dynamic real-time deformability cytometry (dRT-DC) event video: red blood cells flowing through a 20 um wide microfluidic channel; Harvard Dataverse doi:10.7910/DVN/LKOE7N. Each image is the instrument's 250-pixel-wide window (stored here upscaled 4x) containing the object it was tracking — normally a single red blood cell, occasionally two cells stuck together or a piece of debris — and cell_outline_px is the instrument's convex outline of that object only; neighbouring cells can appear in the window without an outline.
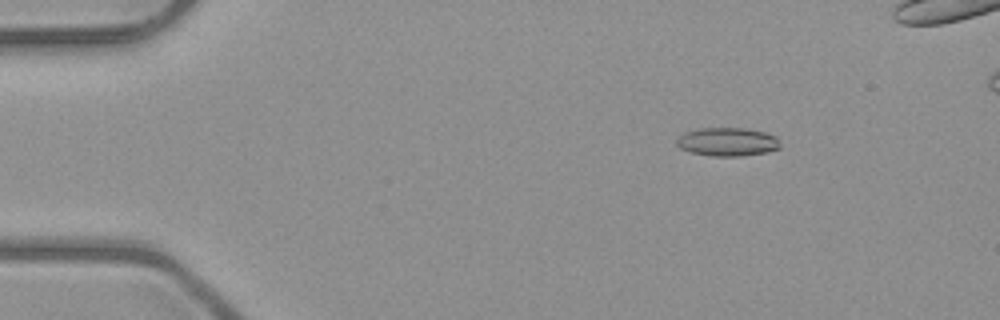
{"species": "common noctule bat (a hibernating species)", "species_latin": "Nyctalus noctula", "temperature_condition": "room temperature", "stored_images_in_passage": 48, "camera_frame_rate_fps": 3000, "um_per_image_px": 0.085, "animal": {"sex": "male", "body_mass_g": 23.1, "forearm_length_mm": 52.7}, "frame": {"image": 1, "passage_image": 8, "time_ms": 2.333, "image_size_px": [1000, 320], "cell_outline_px": [[780, 148], [768, 152], [740, 156], [712, 156], [692, 152], [680, 148], [676, 144], [676, 140], [684, 132], [700, 128], [744, 128], [764, 132], [776, 136]], "centroid_in_image_um": [61.82, 12.05], "position_along_channel_um": 23.2, "area_um2": 17.11}}
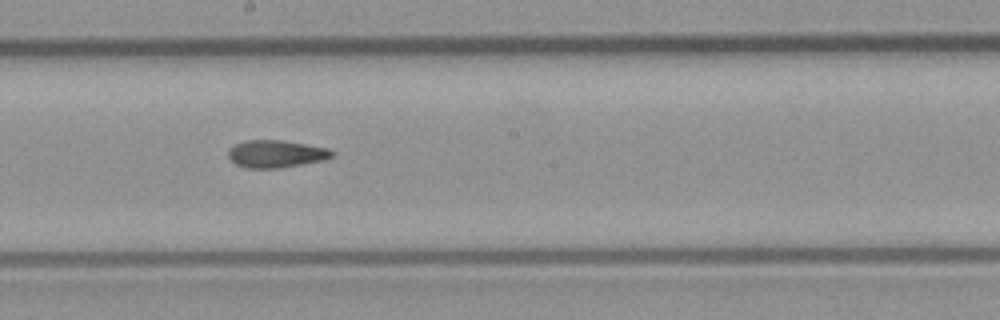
{"frame": {"image": 2, "passage_image": 29, "time_ms": 9.333, "image_size_px": [1000, 320], "cell_outline_px": [[336, 152], [332, 156], [324, 160], [284, 168], [244, 168], [236, 164], [228, 156], [228, 152], [236, 144], [248, 140], [284, 140], [328, 148]], "centroid_in_image_um": [23.51, 13.09], "position_along_channel_um": 224.7, "area_um2": 16.65}}
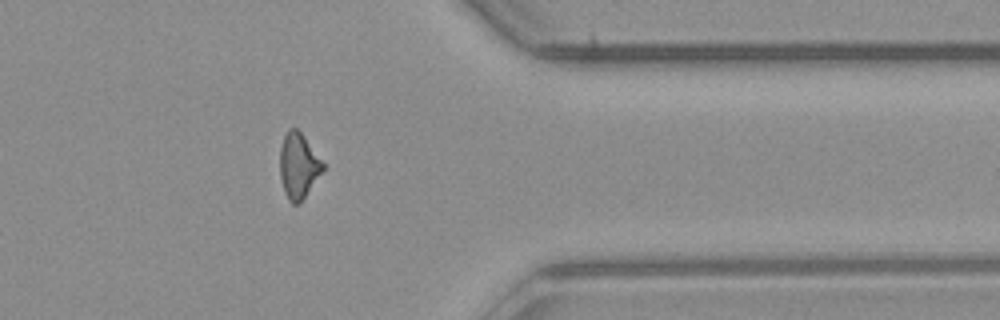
{"frame": {"image": 3, "passage_image": 42, "time_ms": 13.667, "image_size_px": [1000, 320], "cell_outline_px": [[324, 168], [300, 204], [292, 204], [288, 200], [284, 192], [280, 176], [280, 148], [284, 136], [288, 128], [296, 128], [304, 136], [324, 164]], "centroid_in_image_um": [25.35, 14.1], "position_along_channel_um": 386.1, "area_um2": 16.24}}